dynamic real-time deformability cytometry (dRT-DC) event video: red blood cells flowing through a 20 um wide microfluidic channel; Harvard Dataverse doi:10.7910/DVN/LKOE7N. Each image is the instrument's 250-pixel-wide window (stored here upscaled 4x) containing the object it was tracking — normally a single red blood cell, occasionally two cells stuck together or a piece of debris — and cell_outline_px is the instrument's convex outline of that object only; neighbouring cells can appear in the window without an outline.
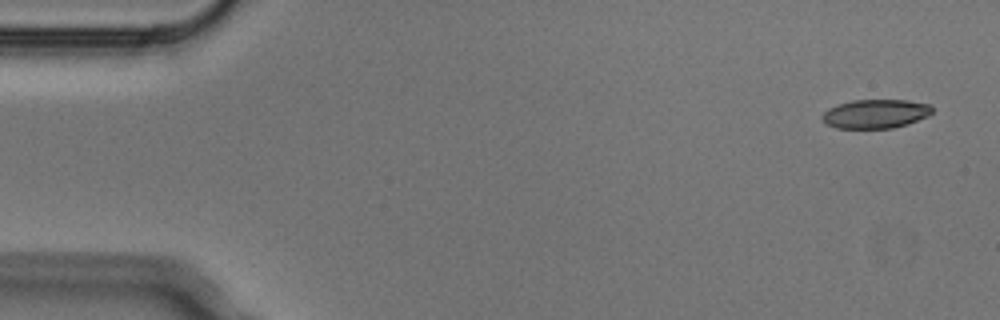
{"species": "Egyptian fruit bat (a non-hibernating species)", "species_latin": "Rousettus aegyptiacus", "temperature_condition": "cold", "stored_images_in_passage": 6, "segment_of_instrument_passage": [2, 2], "camera_frame_rate_fps": 3000, "um_per_image_px": 0.085, "animal": {"sex": "male"}, "frame": {"image": 1, "passage_image": 6, "time_ms": 1.667, "image_size_px": [1000, 320], "cell_outline_px": [[932, 112], [928, 116], [908, 124], [892, 128], [836, 128], [824, 124], [820, 120], [820, 116], [828, 108], [852, 100], [908, 100], [928, 104], [932, 108]], "centroid_in_image_um": [74.37, 9.68], "position_along_channel_um": 10.6, "area_um2": 18.67}}